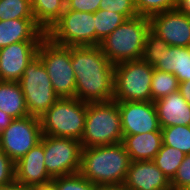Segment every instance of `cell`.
Here are the masks:
<instances>
[{
    "mask_svg": "<svg viewBox=\"0 0 190 190\" xmlns=\"http://www.w3.org/2000/svg\"><path fill=\"white\" fill-rule=\"evenodd\" d=\"M126 18L117 12L98 9L94 13V23L96 30V46L111 34Z\"/></svg>",
    "mask_w": 190,
    "mask_h": 190,
    "instance_id": "cell-24",
    "label": "cell"
},
{
    "mask_svg": "<svg viewBox=\"0 0 190 190\" xmlns=\"http://www.w3.org/2000/svg\"><path fill=\"white\" fill-rule=\"evenodd\" d=\"M34 19L31 0H0V21Z\"/></svg>",
    "mask_w": 190,
    "mask_h": 190,
    "instance_id": "cell-27",
    "label": "cell"
},
{
    "mask_svg": "<svg viewBox=\"0 0 190 190\" xmlns=\"http://www.w3.org/2000/svg\"><path fill=\"white\" fill-rule=\"evenodd\" d=\"M150 20L146 16L126 19L99 44L112 64L141 59Z\"/></svg>",
    "mask_w": 190,
    "mask_h": 190,
    "instance_id": "cell-3",
    "label": "cell"
},
{
    "mask_svg": "<svg viewBox=\"0 0 190 190\" xmlns=\"http://www.w3.org/2000/svg\"><path fill=\"white\" fill-rule=\"evenodd\" d=\"M177 9L190 16V0H178Z\"/></svg>",
    "mask_w": 190,
    "mask_h": 190,
    "instance_id": "cell-38",
    "label": "cell"
},
{
    "mask_svg": "<svg viewBox=\"0 0 190 190\" xmlns=\"http://www.w3.org/2000/svg\"><path fill=\"white\" fill-rule=\"evenodd\" d=\"M12 120V117L0 110V134L3 132L4 129H6L10 125Z\"/></svg>",
    "mask_w": 190,
    "mask_h": 190,
    "instance_id": "cell-36",
    "label": "cell"
},
{
    "mask_svg": "<svg viewBox=\"0 0 190 190\" xmlns=\"http://www.w3.org/2000/svg\"><path fill=\"white\" fill-rule=\"evenodd\" d=\"M154 66L143 59L114 65V101H151V82Z\"/></svg>",
    "mask_w": 190,
    "mask_h": 190,
    "instance_id": "cell-6",
    "label": "cell"
},
{
    "mask_svg": "<svg viewBox=\"0 0 190 190\" xmlns=\"http://www.w3.org/2000/svg\"><path fill=\"white\" fill-rule=\"evenodd\" d=\"M178 91L185 101L190 104V81L180 82Z\"/></svg>",
    "mask_w": 190,
    "mask_h": 190,
    "instance_id": "cell-35",
    "label": "cell"
},
{
    "mask_svg": "<svg viewBox=\"0 0 190 190\" xmlns=\"http://www.w3.org/2000/svg\"><path fill=\"white\" fill-rule=\"evenodd\" d=\"M71 64L76 78V98L85 103L114 99V64L99 46L71 47Z\"/></svg>",
    "mask_w": 190,
    "mask_h": 190,
    "instance_id": "cell-1",
    "label": "cell"
},
{
    "mask_svg": "<svg viewBox=\"0 0 190 190\" xmlns=\"http://www.w3.org/2000/svg\"><path fill=\"white\" fill-rule=\"evenodd\" d=\"M140 16L150 17L177 8L178 0H134Z\"/></svg>",
    "mask_w": 190,
    "mask_h": 190,
    "instance_id": "cell-30",
    "label": "cell"
},
{
    "mask_svg": "<svg viewBox=\"0 0 190 190\" xmlns=\"http://www.w3.org/2000/svg\"><path fill=\"white\" fill-rule=\"evenodd\" d=\"M37 56L44 64L55 94L76 98V78L71 64V47L60 46L47 36L39 43Z\"/></svg>",
    "mask_w": 190,
    "mask_h": 190,
    "instance_id": "cell-7",
    "label": "cell"
},
{
    "mask_svg": "<svg viewBox=\"0 0 190 190\" xmlns=\"http://www.w3.org/2000/svg\"><path fill=\"white\" fill-rule=\"evenodd\" d=\"M163 143L162 132L123 135L122 144L131 161L153 160Z\"/></svg>",
    "mask_w": 190,
    "mask_h": 190,
    "instance_id": "cell-19",
    "label": "cell"
},
{
    "mask_svg": "<svg viewBox=\"0 0 190 190\" xmlns=\"http://www.w3.org/2000/svg\"><path fill=\"white\" fill-rule=\"evenodd\" d=\"M123 135L162 132L154 102H118Z\"/></svg>",
    "mask_w": 190,
    "mask_h": 190,
    "instance_id": "cell-13",
    "label": "cell"
},
{
    "mask_svg": "<svg viewBox=\"0 0 190 190\" xmlns=\"http://www.w3.org/2000/svg\"><path fill=\"white\" fill-rule=\"evenodd\" d=\"M19 84L31 116L40 118L59 99L53 90L47 70L38 56L27 65Z\"/></svg>",
    "mask_w": 190,
    "mask_h": 190,
    "instance_id": "cell-8",
    "label": "cell"
},
{
    "mask_svg": "<svg viewBox=\"0 0 190 190\" xmlns=\"http://www.w3.org/2000/svg\"><path fill=\"white\" fill-rule=\"evenodd\" d=\"M87 103L77 98H59L41 117L43 135L81 141Z\"/></svg>",
    "mask_w": 190,
    "mask_h": 190,
    "instance_id": "cell-5",
    "label": "cell"
},
{
    "mask_svg": "<svg viewBox=\"0 0 190 190\" xmlns=\"http://www.w3.org/2000/svg\"><path fill=\"white\" fill-rule=\"evenodd\" d=\"M56 190H96V185L79 172L52 178Z\"/></svg>",
    "mask_w": 190,
    "mask_h": 190,
    "instance_id": "cell-29",
    "label": "cell"
},
{
    "mask_svg": "<svg viewBox=\"0 0 190 190\" xmlns=\"http://www.w3.org/2000/svg\"><path fill=\"white\" fill-rule=\"evenodd\" d=\"M42 135L39 117L28 115L13 119L0 134V150L16 163L40 143Z\"/></svg>",
    "mask_w": 190,
    "mask_h": 190,
    "instance_id": "cell-11",
    "label": "cell"
},
{
    "mask_svg": "<svg viewBox=\"0 0 190 190\" xmlns=\"http://www.w3.org/2000/svg\"><path fill=\"white\" fill-rule=\"evenodd\" d=\"M123 185L128 190H172L170 180L152 160L131 161Z\"/></svg>",
    "mask_w": 190,
    "mask_h": 190,
    "instance_id": "cell-15",
    "label": "cell"
},
{
    "mask_svg": "<svg viewBox=\"0 0 190 190\" xmlns=\"http://www.w3.org/2000/svg\"><path fill=\"white\" fill-rule=\"evenodd\" d=\"M168 47L169 45L165 40L158 37L150 30L146 35L141 59L145 60L151 66H155L159 61L162 51Z\"/></svg>",
    "mask_w": 190,
    "mask_h": 190,
    "instance_id": "cell-28",
    "label": "cell"
},
{
    "mask_svg": "<svg viewBox=\"0 0 190 190\" xmlns=\"http://www.w3.org/2000/svg\"><path fill=\"white\" fill-rule=\"evenodd\" d=\"M45 36L34 19L0 21V49L21 41H42Z\"/></svg>",
    "mask_w": 190,
    "mask_h": 190,
    "instance_id": "cell-18",
    "label": "cell"
},
{
    "mask_svg": "<svg viewBox=\"0 0 190 190\" xmlns=\"http://www.w3.org/2000/svg\"><path fill=\"white\" fill-rule=\"evenodd\" d=\"M172 190H190V154H186L170 181Z\"/></svg>",
    "mask_w": 190,
    "mask_h": 190,
    "instance_id": "cell-32",
    "label": "cell"
},
{
    "mask_svg": "<svg viewBox=\"0 0 190 190\" xmlns=\"http://www.w3.org/2000/svg\"><path fill=\"white\" fill-rule=\"evenodd\" d=\"M35 23L47 33L66 8L65 0H31Z\"/></svg>",
    "mask_w": 190,
    "mask_h": 190,
    "instance_id": "cell-22",
    "label": "cell"
},
{
    "mask_svg": "<svg viewBox=\"0 0 190 190\" xmlns=\"http://www.w3.org/2000/svg\"><path fill=\"white\" fill-rule=\"evenodd\" d=\"M130 163L122 142L82 148L79 173L95 185H121Z\"/></svg>",
    "mask_w": 190,
    "mask_h": 190,
    "instance_id": "cell-2",
    "label": "cell"
},
{
    "mask_svg": "<svg viewBox=\"0 0 190 190\" xmlns=\"http://www.w3.org/2000/svg\"><path fill=\"white\" fill-rule=\"evenodd\" d=\"M184 157L185 154L182 151L166 146L162 143L160 150L152 161L171 181Z\"/></svg>",
    "mask_w": 190,
    "mask_h": 190,
    "instance_id": "cell-23",
    "label": "cell"
},
{
    "mask_svg": "<svg viewBox=\"0 0 190 190\" xmlns=\"http://www.w3.org/2000/svg\"><path fill=\"white\" fill-rule=\"evenodd\" d=\"M44 164L51 178L78 173L81 165L82 145L73 138L42 135Z\"/></svg>",
    "mask_w": 190,
    "mask_h": 190,
    "instance_id": "cell-10",
    "label": "cell"
},
{
    "mask_svg": "<svg viewBox=\"0 0 190 190\" xmlns=\"http://www.w3.org/2000/svg\"><path fill=\"white\" fill-rule=\"evenodd\" d=\"M150 30L169 46L190 47V16L177 8L149 17Z\"/></svg>",
    "mask_w": 190,
    "mask_h": 190,
    "instance_id": "cell-12",
    "label": "cell"
},
{
    "mask_svg": "<svg viewBox=\"0 0 190 190\" xmlns=\"http://www.w3.org/2000/svg\"><path fill=\"white\" fill-rule=\"evenodd\" d=\"M29 190H56V189L54 187V184L52 182H49L47 184L29 187Z\"/></svg>",
    "mask_w": 190,
    "mask_h": 190,
    "instance_id": "cell-40",
    "label": "cell"
},
{
    "mask_svg": "<svg viewBox=\"0 0 190 190\" xmlns=\"http://www.w3.org/2000/svg\"><path fill=\"white\" fill-rule=\"evenodd\" d=\"M163 144L190 154V126L161 128Z\"/></svg>",
    "mask_w": 190,
    "mask_h": 190,
    "instance_id": "cell-26",
    "label": "cell"
},
{
    "mask_svg": "<svg viewBox=\"0 0 190 190\" xmlns=\"http://www.w3.org/2000/svg\"><path fill=\"white\" fill-rule=\"evenodd\" d=\"M0 110L13 119L29 115L19 82L0 81Z\"/></svg>",
    "mask_w": 190,
    "mask_h": 190,
    "instance_id": "cell-21",
    "label": "cell"
},
{
    "mask_svg": "<svg viewBox=\"0 0 190 190\" xmlns=\"http://www.w3.org/2000/svg\"><path fill=\"white\" fill-rule=\"evenodd\" d=\"M178 88L179 82L174 74L154 69L151 82L152 102L178 91Z\"/></svg>",
    "mask_w": 190,
    "mask_h": 190,
    "instance_id": "cell-25",
    "label": "cell"
},
{
    "mask_svg": "<svg viewBox=\"0 0 190 190\" xmlns=\"http://www.w3.org/2000/svg\"><path fill=\"white\" fill-rule=\"evenodd\" d=\"M0 190H29V188L14 180L9 184L0 186Z\"/></svg>",
    "mask_w": 190,
    "mask_h": 190,
    "instance_id": "cell-37",
    "label": "cell"
},
{
    "mask_svg": "<svg viewBox=\"0 0 190 190\" xmlns=\"http://www.w3.org/2000/svg\"><path fill=\"white\" fill-rule=\"evenodd\" d=\"M101 0H65L66 9L95 13L100 7Z\"/></svg>",
    "mask_w": 190,
    "mask_h": 190,
    "instance_id": "cell-34",
    "label": "cell"
},
{
    "mask_svg": "<svg viewBox=\"0 0 190 190\" xmlns=\"http://www.w3.org/2000/svg\"><path fill=\"white\" fill-rule=\"evenodd\" d=\"M44 146L40 141L15 163V180L26 187L47 184L52 181L44 164Z\"/></svg>",
    "mask_w": 190,
    "mask_h": 190,
    "instance_id": "cell-16",
    "label": "cell"
},
{
    "mask_svg": "<svg viewBox=\"0 0 190 190\" xmlns=\"http://www.w3.org/2000/svg\"><path fill=\"white\" fill-rule=\"evenodd\" d=\"M123 131L118 102L87 103L82 148L121 143Z\"/></svg>",
    "mask_w": 190,
    "mask_h": 190,
    "instance_id": "cell-4",
    "label": "cell"
},
{
    "mask_svg": "<svg viewBox=\"0 0 190 190\" xmlns=\"http://www.w3.org/2000/svg\"><path fill=\"white\" fill-rule=\"evenodd\" d=\"M15 180V163L0 150V186Z\"/></svg>",
    "mask_w": 190,
    "mask_h": 190,
    "instance_id": "cell-33",
    "label": "cell"
},
{
    "mask_svg": "<svg viewBox=\"0 0 190 190\" xmlns=\"http://www.w3.org/2000/svg\"><path fill=\"white\" fill-rule=\"evenodd\" d=\"M41 41H21L0 49V81L19 82L27 65L37 56Z\"/></svg>",
    "mask_w": 190,
    "mask_h": 190,
    "instance_id": "cell-14",
    "label": "cell"
},
{
    "mask_svg": "<svg viewBox=\"0 0 190 190\" xmlns=\"http://www.w3.org/2000/svg\"><path fill=\"white\" fill-rule=\"evenodd\" d=\"M99 9L120 13L126 19L139 16L134 0H101Z\"/></svg>",
    "mask_w": 190,
    "mask_h": 190,
    "instance_id": "cell-31",
    "label": "cell"
},
{
    "mask_svg": "<svg viewBox=\"0 0 190 190\" xmlns=\"http://www.w3.org/2000/svg\"><path fill=\"white\" fill-rule=\"evenodd\" d=\"M161 128L190 126V104L179 91L154 101Z\"/></svg>",
    "mask_w": 190,
    "mask_h": 190,
    "instance_id": "cell-17",
    "label": "cell"
},
{
    "mask_svg": "<svg viewBox=\"0 0 190 190\" xmlns=\"http://www.w3.org/2000/svg\"><path fill=\"white\" fill-rule=\"evenodd\" d=\"M96 190H128L123 184L121 185H96Z\"/></svg>",
    "mask_w": 190,
    "mask_h": 190,
    "instance_id": "cell-39",
    "label": "cell"
},
{
    "mask_svg": "<svg viewBox=\"0 0 190 190\" xmlns=\"http://www.w3.org/2000/svg\"><path fill=\"white\" fill-rule=\"evenodd\" d=\"M94 13L66 9L46 33L55 44L65 47L96 46Z\"/></svg>",
    "mask_w": 190,
    "mask_h": 190,
    "instance_id": "cell-9",
    "label": "cell"
},
{
    "mask_svg": "<svg viewBox=\"0 0 190 190\" xmlns=\"http://www.w3.org/2000/svg\"><path fill=\"white\" fill-rule=\"evenodd\" d=\"M154 69L174 74L179 83L190 81V47L169 46Z\"/></svg>",
    "mask_w": 190,
    "mask_h": 190,
    "instance_id": "cell-20",
    "label": "cell"
}]
</instances>
